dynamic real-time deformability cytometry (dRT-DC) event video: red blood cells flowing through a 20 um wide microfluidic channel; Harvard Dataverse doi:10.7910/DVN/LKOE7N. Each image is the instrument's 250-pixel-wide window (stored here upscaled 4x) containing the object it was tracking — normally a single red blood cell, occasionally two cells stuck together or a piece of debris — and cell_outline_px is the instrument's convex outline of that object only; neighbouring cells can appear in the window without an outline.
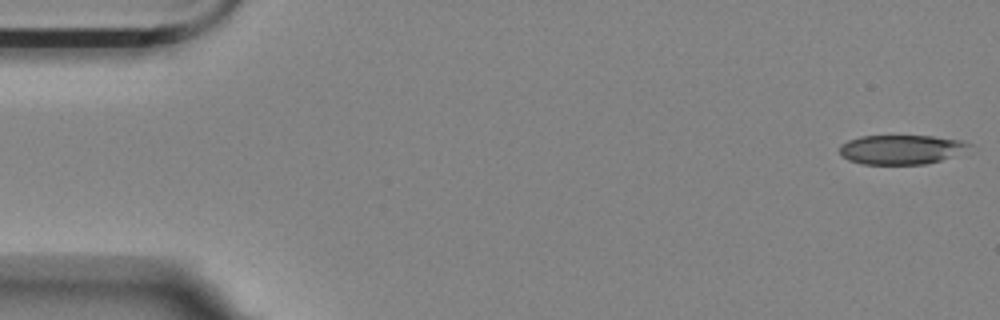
{"species": "Egyptian fruit bat (a non-hibernating species)", "species_latin": "Rousettus aegyptiacus", "temperature_condition": "room temperature", "stored_images_in_passage": 16, "camera_frame_rate_fps": 3000, "um_per_image_px": 0.085, "animal": {"sex": "female"}, "frame": {"image": 1, "passage_image": 1, "time_ms": 0.0, "image_size_px": [1000, 320], "cell_outline_px": [[972, 144], [940, 160], [924, 164], [864, 164], [848, 160], [840, 156], [840, 144], [848, 140], [860, 136], [932, 136], [960, 140]], "centroid_in_image_um": [76.46, 12.7], "position_along_channel_um": 8.5, "area_um2": 21.68}}
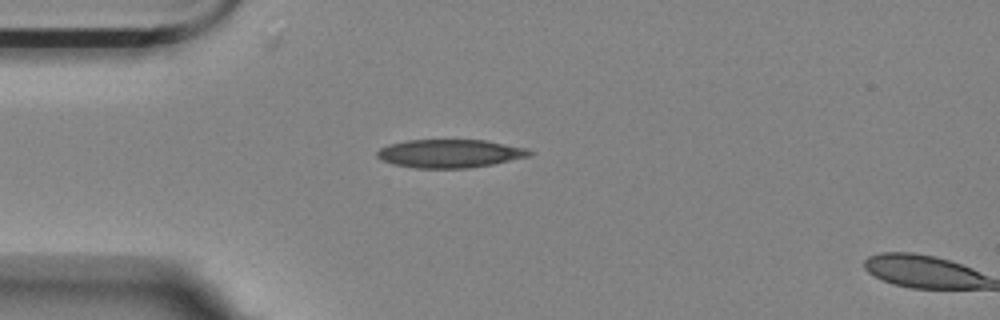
{"frame": {"image": 2, "passage_image": 14, "time_ms": 4.333, "image_size_px": [1000, 320], "cell_outline_px": [[532, 152], [528, 156], [492, 164], [468, 168], [412, 168], [392, 164], [380, 160], [376, 156], [376, 152], [380, 148], [388, 144], [408, 140], [484, 140], [524, 148]], "centroid_in_image_um": [38.13, 13.05], "position_along_channel_um": 46.9, "area_um2": 24.97}}